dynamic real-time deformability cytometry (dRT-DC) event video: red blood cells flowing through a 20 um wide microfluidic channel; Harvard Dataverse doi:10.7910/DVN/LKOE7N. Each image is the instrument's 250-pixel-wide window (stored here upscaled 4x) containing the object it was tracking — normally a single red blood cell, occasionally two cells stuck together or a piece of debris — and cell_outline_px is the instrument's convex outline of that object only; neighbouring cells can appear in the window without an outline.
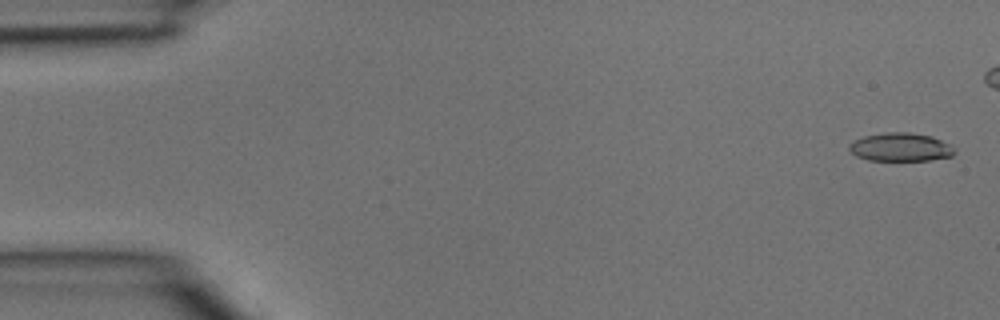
{"species": "common noctule bat (a hibernating species)", "species_latin": "Nyctalus noctula", "temperature_condition": "room temperature", "stored_images_in_passage": 5, "camera_frame_rate_fps": 3000, "um_per_image_px": 0.085, "animal": {"sex": "male", "body_mass_g": 15.6}, "frame": {"image": 1, "passage_image": 1, "time_ms": 0.0, "image_size_px": [1000, 320], "cell_outline_px": [[956, 152], [952, 156], [932, 160], [868, 160], [856, 156], [848, 148], [848, 144], [864, 136], [888, 132], [908, 132], [932, 136], [952, 144], [956, 148]], "centroid_in_image_um": [76.6, 12.5], "position_along_channel_um": 8.4, "area_um2": 17.57}}